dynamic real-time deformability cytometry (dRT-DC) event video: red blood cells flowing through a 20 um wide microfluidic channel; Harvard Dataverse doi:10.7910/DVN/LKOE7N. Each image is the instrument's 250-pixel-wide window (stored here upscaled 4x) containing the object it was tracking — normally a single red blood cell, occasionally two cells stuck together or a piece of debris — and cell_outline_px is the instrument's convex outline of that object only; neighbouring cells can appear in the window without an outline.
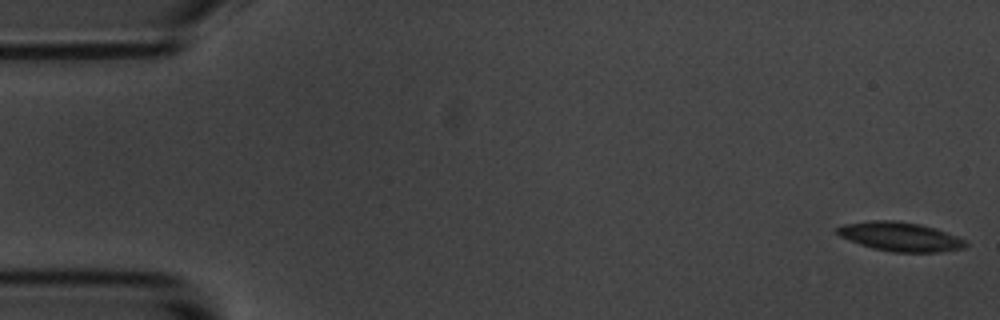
{"species": "common noctule bat (a hibernating species)", "species_latin": "Nyctalus noctula", "temperature_condition": "room temperature", "stored_images_in_passage": 5, "camera_frame_rate_fps": 3000, "um_per_image_px": 0.085, "animal": {"sex": "male", "body_mass_g": 20.1, "forearm_length_mm": 53.5}, "frame": {"image": 1, "passage_image": 1, "time_ms": 0.0, "image_size_px": [1000, 320], "cell_outline_px": [[968, 244], [964, 248], [940, 252], [892, 252], [872, 248], [848, 240], [840, 236], [836, 232], [836, 228], [844, 224], [872, 220], [892, 220], [920, 224], [936, 228], [956, 236], [964, 240]], "centroid_in_image_um": [76.51, 20.11], "position_along_channel_um": 8.5, "area_um2": 21.73}}